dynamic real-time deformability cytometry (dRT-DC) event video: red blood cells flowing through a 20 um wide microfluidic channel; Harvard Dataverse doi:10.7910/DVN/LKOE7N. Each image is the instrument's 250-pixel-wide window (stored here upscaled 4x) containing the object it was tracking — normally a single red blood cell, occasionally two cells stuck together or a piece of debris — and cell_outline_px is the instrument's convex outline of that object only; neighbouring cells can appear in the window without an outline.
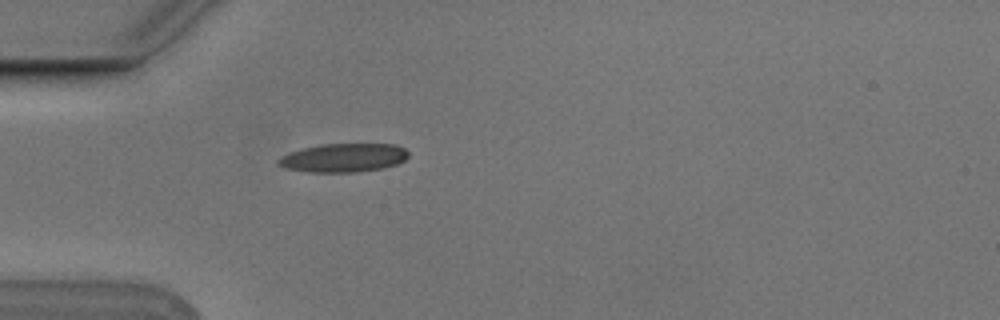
{"species": "Egyptian fruit bat (a non-hibernating species)", "species_latin": "Rousettus aegyptiacus", "temperature_condition": "cold", "stored_images_in_passage": 1, "camera_frame_rate_fps": 3000, "um_per_image_px": 0.085, "animal": {"sex": "male"}, "frame": {"image": 1, "passage_image": 1, "time_ms": 0.0, "image_size_px": [1000, 320], "cell_outline_px": [[408, 156], [404, 160], [396, 164], [384, 168], [352, 172], [308, 172], [284, 168], [276, 164], [276, 160], [280, 156], [304, 148], [320, 144], [396, 144], [404, 148], [408, 152]], "centroid_in_image_um": [29.18, 13.41], "position_along_channel_um": 55.8, "area_um2": 21.73}}